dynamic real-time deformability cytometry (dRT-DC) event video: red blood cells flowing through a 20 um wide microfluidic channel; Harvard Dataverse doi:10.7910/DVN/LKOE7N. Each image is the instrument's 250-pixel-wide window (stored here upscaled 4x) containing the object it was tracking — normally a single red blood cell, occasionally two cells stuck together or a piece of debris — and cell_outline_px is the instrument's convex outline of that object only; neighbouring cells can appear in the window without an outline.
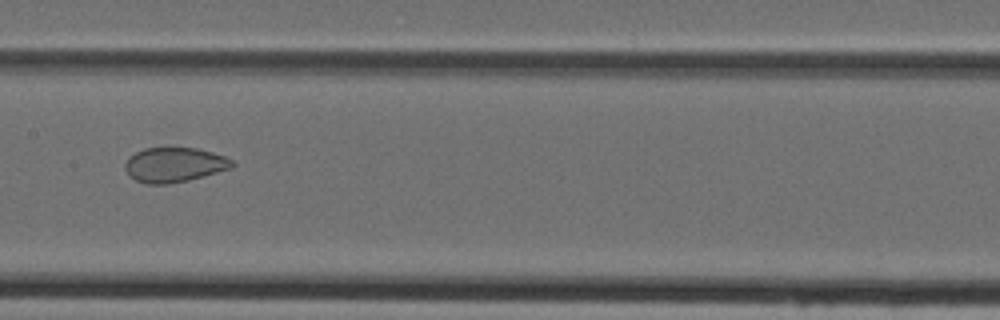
{"species": "Egyptian fruit bat (a non-hibernating species)", "species_latin": "Rousettus aegyptiacus", "temperature_condition": "cold", "stored_images_in_passage": 30, "camera_frame_rate_fps": 3000, "um_per_image_px": 0.085, "animal": {"sex": "female"}, "frame": {"image": 1, "passage_image": 9, "time_ms": 2.667, "image_size_px": [1000, 320], "cell_outline_px": [[236, 164], [232, 168], [188, 180], [168, 184], [148, 184], [136, 180], [124, 168], [124, 164], [128, 156], [144, 148], [196, 148], [212, 152], [224, 156], [232, 160]], "centroid_in_image_um": [14.82, 14.0], "position_along_channel_um": 192.6, "area_um2": 21.56}}